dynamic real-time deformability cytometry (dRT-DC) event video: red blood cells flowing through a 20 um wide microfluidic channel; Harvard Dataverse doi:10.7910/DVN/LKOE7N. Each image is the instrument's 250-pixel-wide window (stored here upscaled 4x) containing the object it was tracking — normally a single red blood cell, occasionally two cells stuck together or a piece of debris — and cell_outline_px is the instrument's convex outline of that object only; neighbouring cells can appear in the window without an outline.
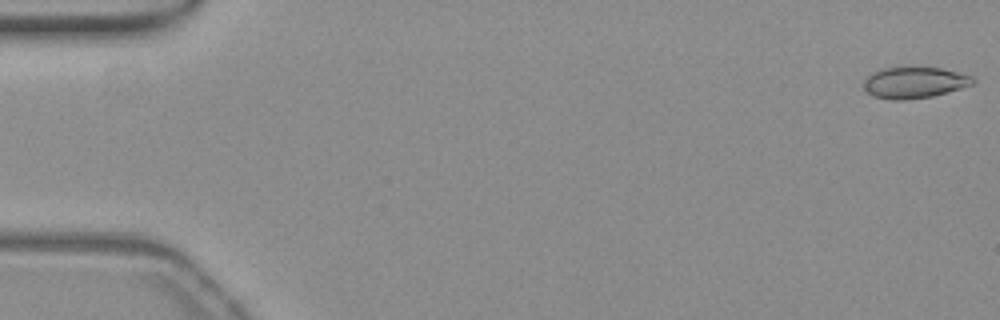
{"species": "common noctule bat (a hibernating species)", "species_latin": "Nyctalus noctula", "temperature_condition": "warm", "stored_images_in_passage": 54, "camera_frame_rate_fps": 3000, "um_per_image_px": 0.085, "animal": {"sex": "female", "body_mass_g": 19.3, "forearm_length_mm": 54.1}, "frame": {"image": 1, "passage_image": 1, "time_ms": 0.0, "image_size_px": [1000, 320], "cell_outline_px": [[976, 80], [972, 84], [960, 88], [932, 96], [904, 100], [892, 100], [872, 96], [864, 88], [864, 80], [872, 72], [880, 68], [940, 68], [972, 76]], "centroid_in_image_um": [77.68, 7.03], "position_along_channel_um": 7.3, "area_um2": 19.59}}
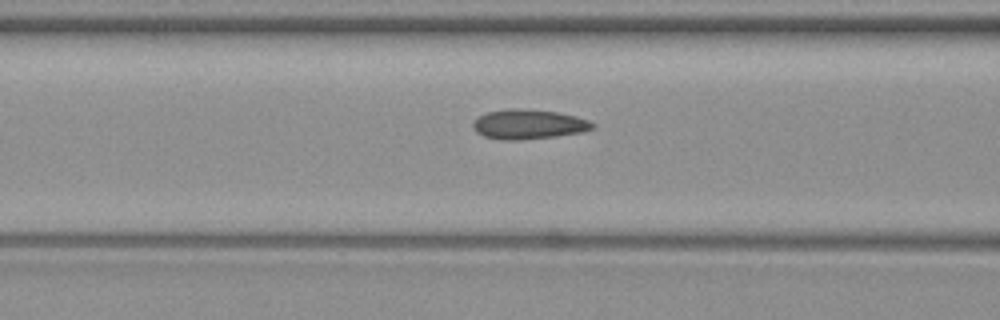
{"frame": {"image": 2, "passage_image": 22, "time_ms": 7.0, "image_size_px": [1000, 320], "cell_outline_px": [[596, 124], [592, 128], [580, 132], [556, 136], [520, 140], [500, 140], [484, 136], [476, 132], [472, 124], [476, 116], [484, 112], [508, 108], [516, 108], [556, 112], [576, 116], [588, 120]], "centroid_in_image_um": [44.86, 10.56], "position_along_channel_um": 121.7, "area_um2": 20.75}}
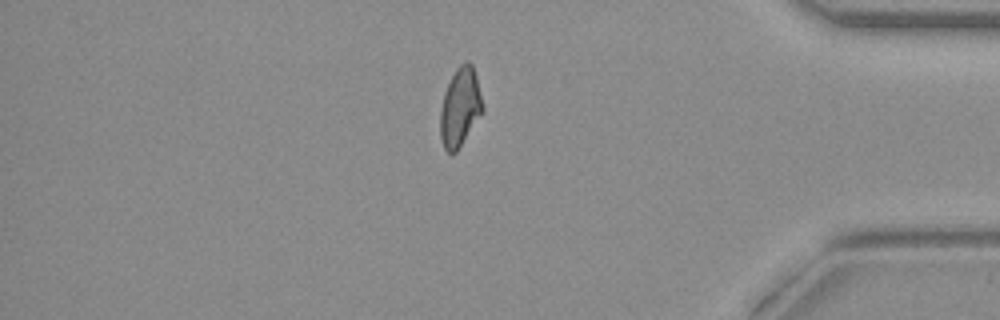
{"frame": {"image": 3, "passage_image": 46, "time_ms": 15.0, "image_size_px": [1000, 320], "cell_outline_px": [[484, 112], [456, 152], [448, 152], [444, 148], [440, 136], [440, 108], [444, 92], [456, 68], [464, 60], [468, 60], [472, 64], [476, 76], [484, 108]], "centroid_in_image_um": [39.11, 9.1], "position_along_channel_um": 396.1, "area_um2": 19.54}, "authors_computed_cell_mechanics": {"area_um2": 19.6809, "velocity_mm_per_s": 3.8296, "shape_relaxation_time_tau1_ms": 8.0452, "shape_relaxation_time_tau2_ms": 1.6468, "deformation_change_tau1": 0.1773, "deformation_change_tau2": 0.0718}}